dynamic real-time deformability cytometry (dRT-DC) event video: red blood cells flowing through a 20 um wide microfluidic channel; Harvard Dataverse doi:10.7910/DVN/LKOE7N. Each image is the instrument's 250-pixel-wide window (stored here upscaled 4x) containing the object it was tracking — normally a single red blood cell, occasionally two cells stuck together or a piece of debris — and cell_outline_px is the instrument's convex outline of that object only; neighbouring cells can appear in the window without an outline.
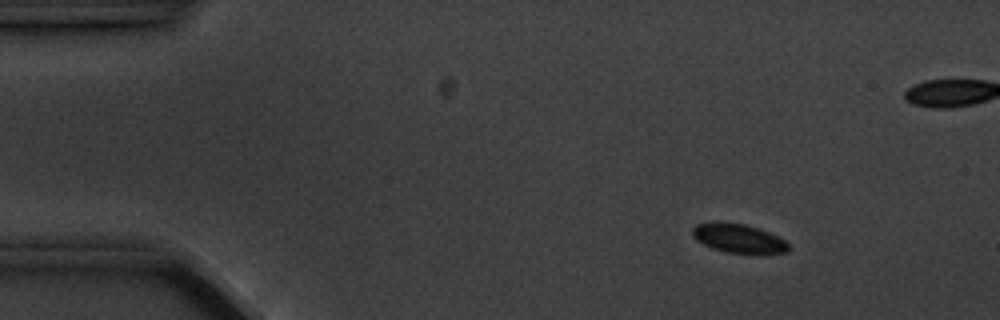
{"species": "common noctule bat (a hibernating species)", "species_latin": "Nyctalus noctula", "temperature_condition": "cold", "stored_images_in_passage": 10, "camera_frame_rate_fps": 3000, "um_per_image_px": 0.085, "animal": {"sex": "male", "body_mass_g": 20.1, "forearm_length_mm": 53.5}, "frame": {"image": 1, "passage_image": 1, "time_ms": 0.0, "image_size_px": [1000, 320], "cell_outline_px": [[788, 252], [728, 252], [712, 248], [696, 240], [692, 236], [692, 228], [696, 224], [712, 220], [720, 220], [744, 224], [760, 228], [784, 240], [788, 244]], "centroid_in_image_um": [62.67, 20.2], "position_along_channel_um": 22.3, "area_um2": 16.13}}
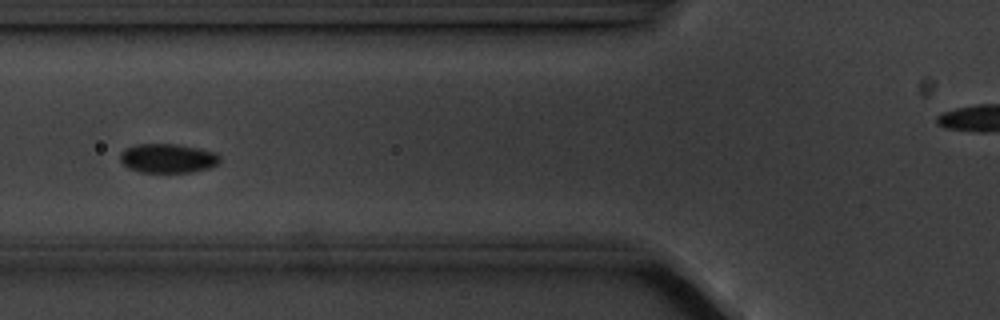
{"frame": {"image": 2, "passage_image": 5, "time_ms": 4.667, "image_size_px": [1000, 320], "cell_outline_px": [[220, 160], [216, 164], [208, 168], [192, 172], [140, 172], [128, 168], [120, 160], [120, 152], [124, 148], [136, 144], [176, 144], [200, 148], [216, 152], [220, 156]], "centroid_in_image_um": [14.25, 13.44], "position_along_channel_um": 111.6, "area_um2": 17.05}}